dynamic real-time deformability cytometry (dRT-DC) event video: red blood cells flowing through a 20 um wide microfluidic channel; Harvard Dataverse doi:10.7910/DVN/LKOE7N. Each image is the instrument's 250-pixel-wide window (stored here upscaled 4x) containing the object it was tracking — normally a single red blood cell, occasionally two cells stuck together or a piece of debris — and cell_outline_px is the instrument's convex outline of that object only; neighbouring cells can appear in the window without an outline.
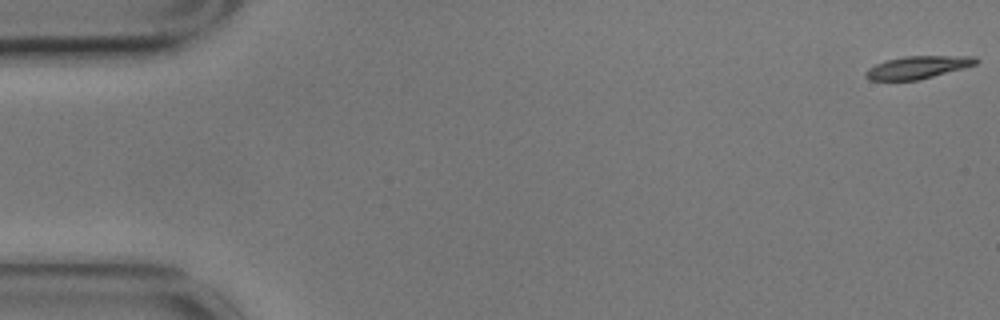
{"species": "common noctule bat (a hibernating species)", "species_latin": "Nyctalus noctula", "temperature_condition": "cold", "stored_images_in_passage": 56, "camera_frame_rate_fps": 3000, "um_per_image_px": 0.085, "animal": {"sex": "male", "body_mass_g": 17.9}, "frame": {"image": 1, "passage_image": 1, "time_ms": 0.0, "image_size_px": [1000, 320], "cell_outline_px": [[980, 60], [976, 64], [964, 68], [920, 80], [868, 80], [864, 76], [864, 72], [868, 68], [884, 60], [904, 56], [976, 56]], "centroid_in_image_um": [78.0, 5.72], "position_along_channel_um": 7.0, "area_um2": 14.74}}
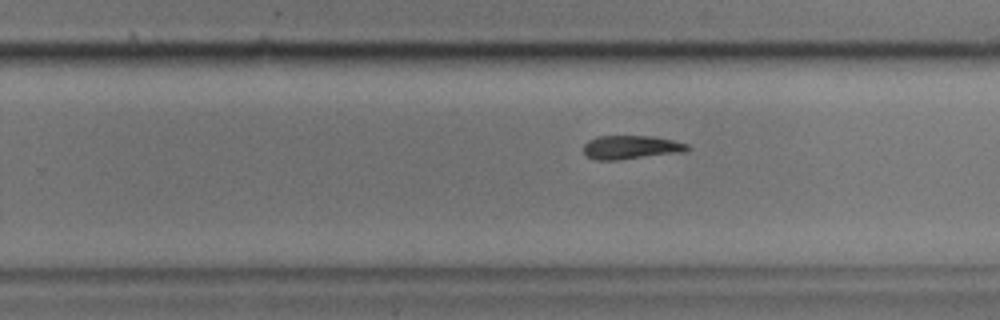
{"frame": {"image": 2, "passage_image": 36, "time_ms": 11.667, "image_size_px": [1000, 320], "cell_outline_px": [[692, 148], [684, 152], [616, 160], [592, 160], [584, 156], [584, 144], [588, 140], [596, 136], [652, 136], [672, 140], [688, 144]], "centroid_in_image_um": [53.6, 12.52], "position_along_channel_um": 276.2, "area_um2": 14.51}}
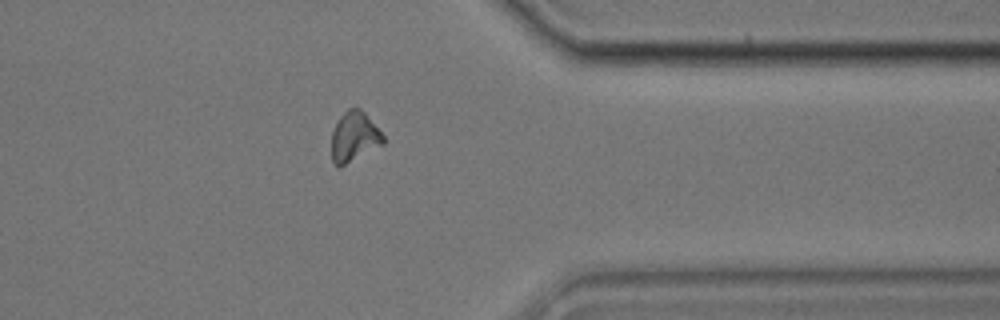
{"frame": {"image": 3, "passage_image": 46, "time_ms": 15.0, "image_size_px": [1000, 320], "cell_outline_px": [[384, 144], [340, 168], [332, 164], [332, 132], [340, 116], [348, 108], [360, 108], [364, 112], [384, 136]], "centroid_in_image_um": [30.1, 11.66], "position_along_channel_um": 381.3, "area_um2": 15.09}}